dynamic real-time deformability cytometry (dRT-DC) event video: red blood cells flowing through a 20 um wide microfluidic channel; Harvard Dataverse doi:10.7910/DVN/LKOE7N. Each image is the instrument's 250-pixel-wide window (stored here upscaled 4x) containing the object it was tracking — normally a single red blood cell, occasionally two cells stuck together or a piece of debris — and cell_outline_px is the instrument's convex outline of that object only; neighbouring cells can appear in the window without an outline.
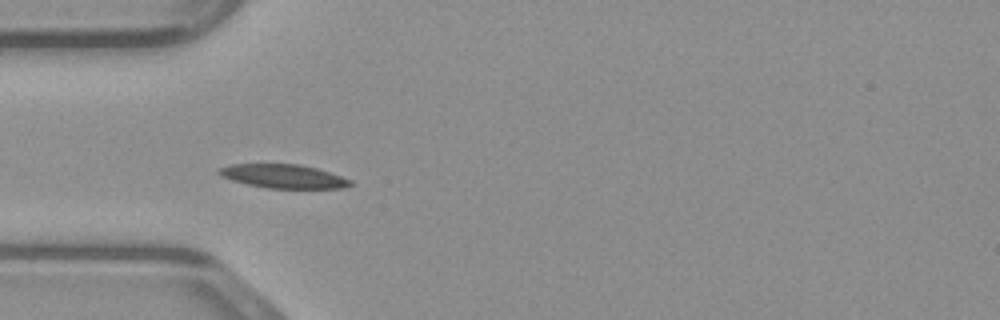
{"species": "common noctule bat (a hibernating species)", "species_latin": "Nyctalus noctula", "temperature_condition": "warm", "stored_images_in_passage": 37, "camera_frame_rate_fps": 3000, "um_per_image_px": 0.085, "animal": {"sex": "male", "body_mass_g": 23.1, "forearm_length_mm": 52.7}, "frame": {"image": 1, "passage_image": 14, "time_ms": 4.333, "image_size_px": [1000, 320], "cell_outline_px": [[352, 184], [340, 188], [268, 188], [248, 184], [232, 180], [220, 176], [216, 172], [220, 168], [228, 164], [300, 164], [316, 168], [352, 180]], "centroid_in_image_um": [24.04, 14.97], "position_along_channel_um": 61.0, "area_um2": 18.03}}
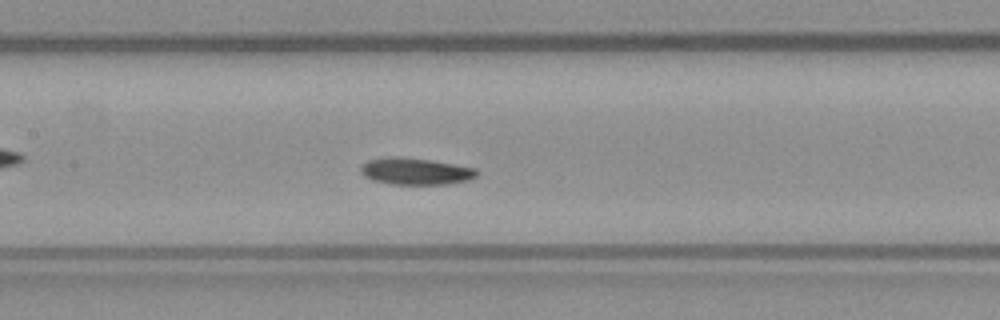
{"frame": {"image": 2, "passage_image": 22, "time_ms": 7.0, "image_size_px": [1000, 320], "cell_outline_px": [[480, 172], [476, 176], [468, 180], [448, 184], [392, 184], [372, 180], [364, 176], [360, 172], [360, 168], [368, 160], [384, 156], [400, 156], [432, 160], [476, 168]], "centroid_in_image_um": [35.32, 14.55], "position_along_channel_um": 172.1, "area_um2": 18.32}}
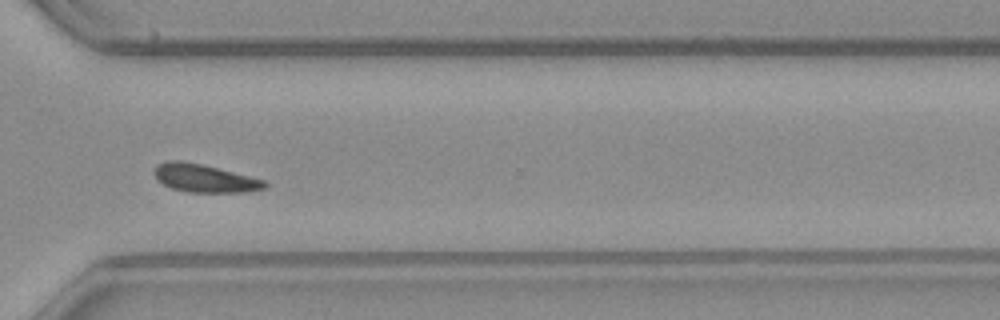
{"frame": {"image": 3, "passage_image": 35, "time_ms": 11.333, "image_size_px": [1000, 320], "cell_outline_px": [[268, 188], [244, 192], [188, 192], [172, 188], [156, 180], [152, 172], [156, 164], [168, 160], [180, 160], [200, 164], [264, 180], [268, 184]], "centroid_in_image_um": [17.33, 15.15], "position_along_channel_um": 353.3, "area_um2": 17.98}}